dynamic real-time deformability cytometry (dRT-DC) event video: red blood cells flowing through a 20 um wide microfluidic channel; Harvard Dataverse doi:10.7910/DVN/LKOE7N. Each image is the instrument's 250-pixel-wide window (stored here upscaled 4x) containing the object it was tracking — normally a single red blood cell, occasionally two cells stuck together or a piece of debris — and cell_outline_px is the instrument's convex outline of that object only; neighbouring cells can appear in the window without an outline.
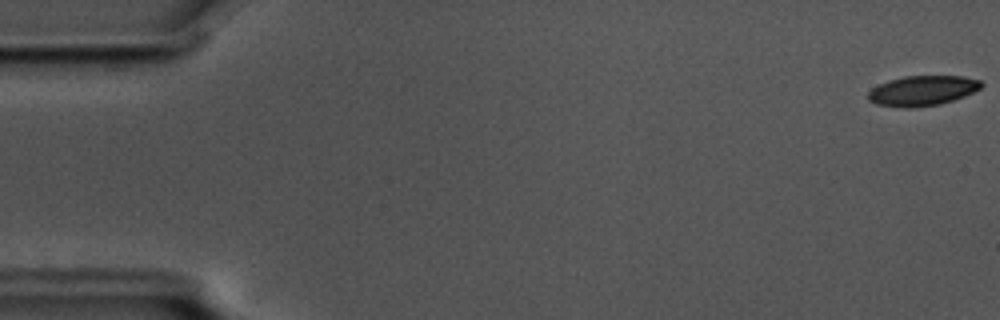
{"species": "common noctule bat (a hibernating species)", "species_latin": "Nyctalus noctula", "temperature_condition": "cold", "stored_images_in_passage": 10, "camera_frame_rate_fps": 3000, "um_per_image_px": 0.085, "animal": {"sex": "male", "body_mass_g": 17.5, "forearm_length_mm": 52.3}, "frame": {"image": 1, "passage_image": 1, "time_ms": 0.0, "image_size_px": [1000, 320], "cell_outline_px": [[984, 84], [980, 88], [964, 96], [940, 104], [912, 108], [876, 104], [868, 100], [868, 92], [872, 88], [888, 80], [904, 76], [964, 76], [980, 80]], "centroid_in_image_um": [78.4, 7.7], "position_along_channel_um": 6.6, "area_um2": 19.71}}